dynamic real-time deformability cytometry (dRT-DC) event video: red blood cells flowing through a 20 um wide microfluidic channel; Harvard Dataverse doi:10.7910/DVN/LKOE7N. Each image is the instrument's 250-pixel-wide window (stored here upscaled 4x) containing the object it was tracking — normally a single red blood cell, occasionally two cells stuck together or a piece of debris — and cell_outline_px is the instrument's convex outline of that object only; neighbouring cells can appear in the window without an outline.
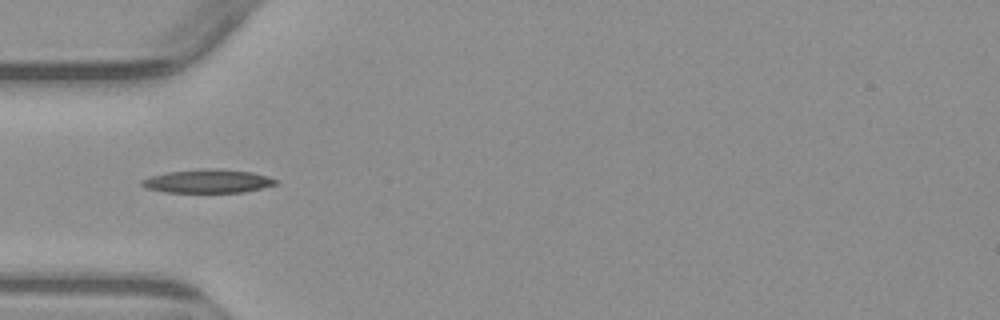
{"species": "common noctule bat (a hibernating species)", "species_latin": "Nyctalus noctula", "temperature_condition": "warm", "stored_images_in_passage": 1, "camera_frame_rate_fps": 3000, "um_per_image_px": 0.085, "animal": {"sex": "male", "body_mass_g": 23.1, "forearm_length_mm": 52.7}, "frame": {"image": 1, "passage_image": 1, "time_ms": 0.0, "image_size_px": [1000, 320], "cell_outline_px": [[280, 180], [276, 184], [244, 192], [168, 192], [148, 188], [140, 184], [140, 180], [152, 176], [168, 172], [204, 168], [220, 168], [252, 172], [268, 176]], "centroid_in_image_um": [17.71, 15.38], "position_along_channel_um": 67.3, "area_um2": 18.32}}